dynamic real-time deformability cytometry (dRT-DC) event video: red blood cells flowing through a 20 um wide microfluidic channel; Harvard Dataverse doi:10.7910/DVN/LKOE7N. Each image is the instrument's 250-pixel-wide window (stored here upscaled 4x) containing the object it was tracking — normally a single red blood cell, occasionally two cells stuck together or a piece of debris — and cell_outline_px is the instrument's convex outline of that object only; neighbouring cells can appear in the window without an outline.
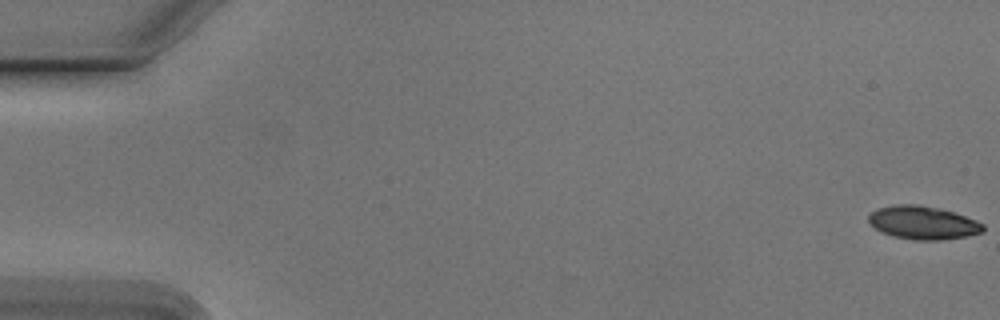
{"species": "Egyptian fruit bat (a non-hibernating species)", "species_latin": "Rousettus aegyptiacus", "temperature_condition": "cold", "stored_images_in_passage": 31, "camera_frame_rate_fps": 3000, "um_per_image_px": 0.085, "animal": {"sex": "male"}, "frame": {"image": 1, "passage_image": 1, "time_ms": 0.0, "image_size_px": [1000, 320], "cell_outline_px": [[984, 232], [964, 236], [940, 240], [916, 240], [892, 236], [880, 232], [868, 220], [868, 216], [876, 208], [892, 204], [916, 204], [940, 208], [976, 220], [984, 224]], "centroid_in_image_um": [78.43, 18.92], "position_along_channel_um": 6.6, "area_um2": 22.2}}
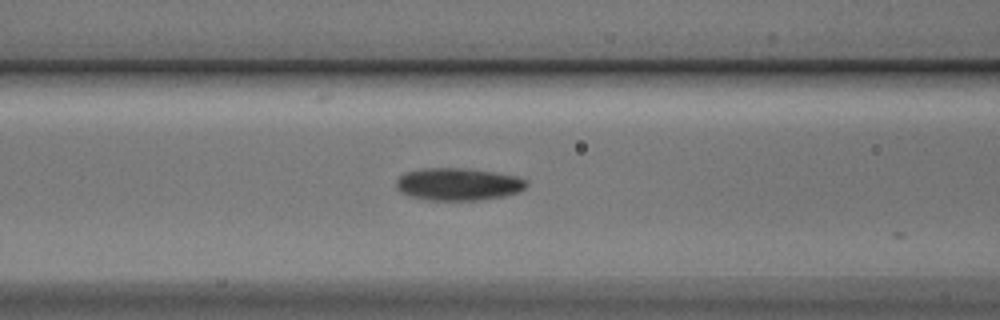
{"frame": {"image": 2, "passage_image": 23, "time_ms": 7.333, "image_size_px": [1000, 320], "cell_outline_px": [[528, 184], [520, 192], [504, 196], [476, 200], [428, 200], [408, 196], [400, 192], [396, 188], [396, 180], [404, 172], [424, 168], [472, 168], [496, 172], [516, 176], [528, 180]], "centroid_in_image_um": [38.94, 15.65], "position_along_channel_um": 127.7, "area_um2": 24.97}}
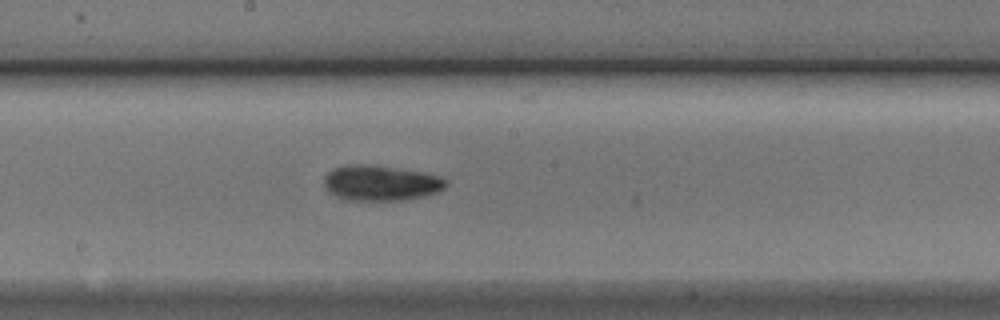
{"frame": {"image": 3, "passage_image": 30, "time_ms": 9.667, "image_size_px": [1000, 320], "cell_outline_px": [[448, 184], [444, 188], [436, 192], [404, 200], [348, 200], [336, 196], [328, 192], [324, 188], [324, 176], [332, 168], [344, 164], [368, 164], [424, 172], [440, 176], [448, 180]], "centroid_in_image_um": [32.33, 15.54], "position_along_channel_um": 215.9, "area_um2": 25.32}}